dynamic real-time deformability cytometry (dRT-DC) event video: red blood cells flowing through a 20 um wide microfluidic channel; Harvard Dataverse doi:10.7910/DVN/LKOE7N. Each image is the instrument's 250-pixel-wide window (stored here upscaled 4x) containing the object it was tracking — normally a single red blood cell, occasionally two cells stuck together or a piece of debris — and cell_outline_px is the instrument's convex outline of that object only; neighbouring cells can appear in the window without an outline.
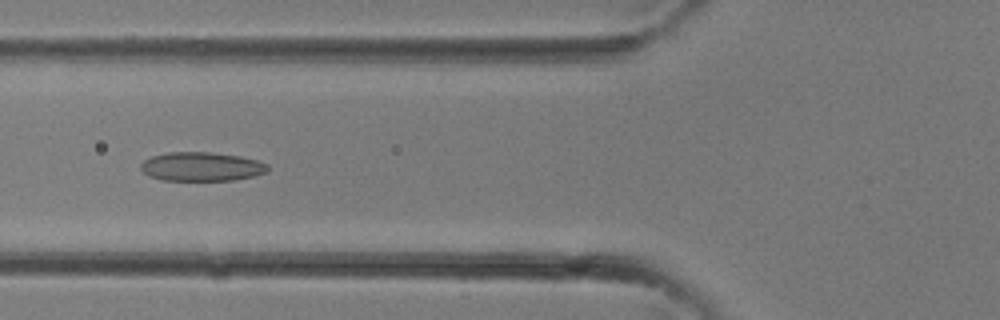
{"species": "common noctule bat (a hibernating species)", "species_latin": "Nyctalus noctula", "temperature_condition": "room temperature", "stored_images_in_passage": 32, "camera_frame_rate_fps": 3000, "um_per_image_px": 0.085, "animal": {"sex": "female"}, "frame": {"image": 1, "passage_image": 12, "time_ms": 3.667, "image_size_px": [1000, 320], "cell_outline_px": [[268, 172], [252, 176], [232, 180], [160, 180], [148, 176], [140, 168], [140, 164], [144, 160], [152, 156], [168, 152], [212, 152], [240, 156], [256, 160], [268, 164]], "centroid_in_image_um": [17.11, 14.16], "position_along_channel_um": 108.7, "area_um2": 21.44}}
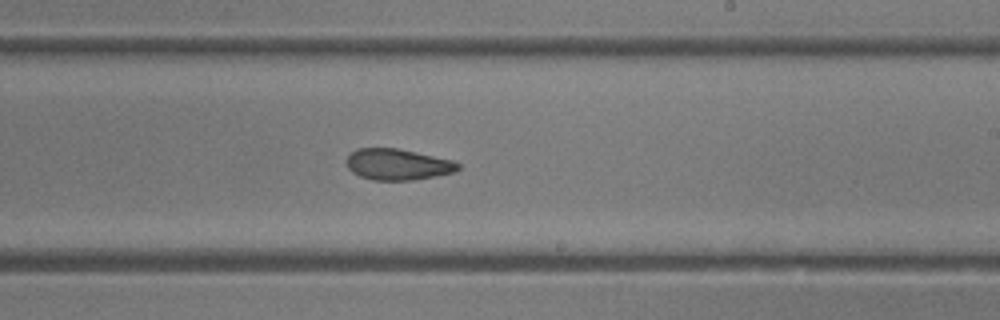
{"frame": {"image": 2, "passage_image": 19, "time_ms": 6.0, "image_size_px": [1000, 320], "cell_outline_px": [[460, 168], [456, 172], [412, 180], [372, 180], [360, 176], [352, 172], [348, 168], [348, 156], [356, 148], [396, 148], [452, 160], [460, 164]], "centroid_in_image_um": [33.81, 13.98], "position_along_channel_um": 255.2, "area_um2": 20.06}}
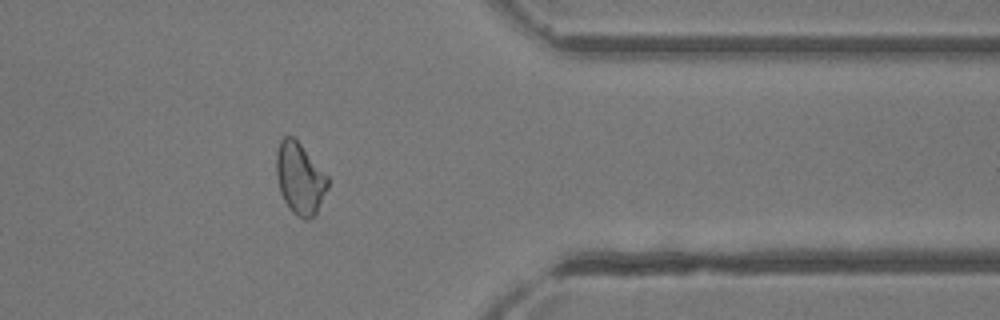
{"frame": {"image": 3, "passage_image": 26, "time_ms": 8.333, "image_size_px": [1000, 320], "cell_outline_px": [[328, 188], [316, 216], [308, 220], [304, 220], [292, 212], [284, 200], [280, 192], [276, 176], [276, 152], [280, 140], [284, 136], [292, 136], [300, 144], [328, 176]], "centroid_in_image_um": [25.49, 15.2], "position_along_channel_um": 385.9, "area_um2": 21.56}}